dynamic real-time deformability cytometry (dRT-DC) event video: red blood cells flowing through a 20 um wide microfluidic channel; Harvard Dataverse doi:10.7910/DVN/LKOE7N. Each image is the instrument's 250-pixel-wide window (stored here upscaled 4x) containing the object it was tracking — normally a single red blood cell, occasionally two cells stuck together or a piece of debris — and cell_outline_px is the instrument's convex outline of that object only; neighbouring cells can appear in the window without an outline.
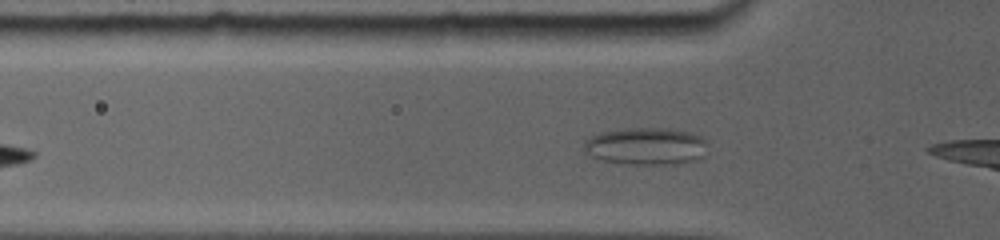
{"species": "common noctule bat (a hibernating species)", "species_latin": "Nyctalus noctula", "temperature_condition": "room temperature", "stored_images_in_passage": 16, "camera_frame_rate_fps": 5000, "um_per_image_px": 0.085, "animal": {"sex": "female", "body_mass_g": 19.0, "forearm_length_mm": 56.7}, "frame": {"image": 1, "passage_image": 10, "time_ms": 2.4, "image_size_px": [1000, 240], "cell_outline_px": [[704, 156], [692, 160], [676, 164], [628, 164], [604, 160], [592, 156], [588, 152], [588, 140], [596, 136], [608, 132], [684, 132], [696, 136], [700, 140]], "centroid_in_image_um": [54.91, 12.54], "position_along_channel_um": 70.9, "area_um2": 23.58}}